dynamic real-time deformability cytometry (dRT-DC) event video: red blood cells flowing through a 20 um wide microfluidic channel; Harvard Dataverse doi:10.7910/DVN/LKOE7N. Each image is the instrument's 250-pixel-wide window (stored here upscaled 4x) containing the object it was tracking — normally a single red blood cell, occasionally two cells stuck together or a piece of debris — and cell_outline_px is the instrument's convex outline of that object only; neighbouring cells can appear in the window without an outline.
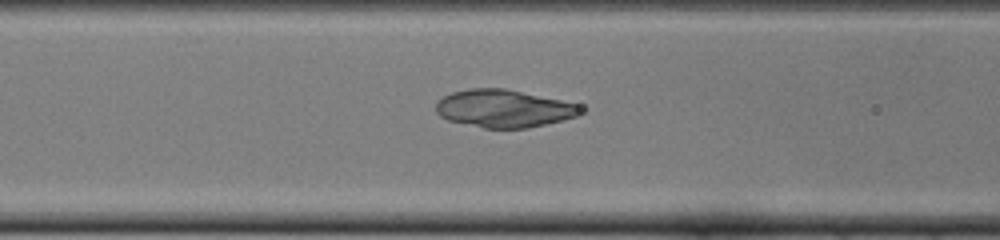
{"species": "common noctule bat (a hibernating species)", "species_latin": "Nyctalus noctula", "temperature_condition": "cold", "stored_images_in_passage": 38, "camera_frame_rate_fps": 3000, "um_per_image_px": 0.085, "animal": {"sex": "female", "body_mass_g": 22.0, "forearm_length_mm": 56.7}, "frame": {"image": 1, "passage_image": 7, "time_ms": 2.0, "image_size_px": [1000, 240], "cell_outline_px": [[584, 112], [576, 116], [564, 120], [528, 128], [484, 128], [448, 120], [440, 116], [436, 112], [436, 100], [452, 92], [468, 88], [504, 88], [560, 100], [576, 104], [584, 108]], "centroid_in_image_um": [42.81, 9.22], "position_along_channel_um": 123.8, "area_um2": 31.79}}
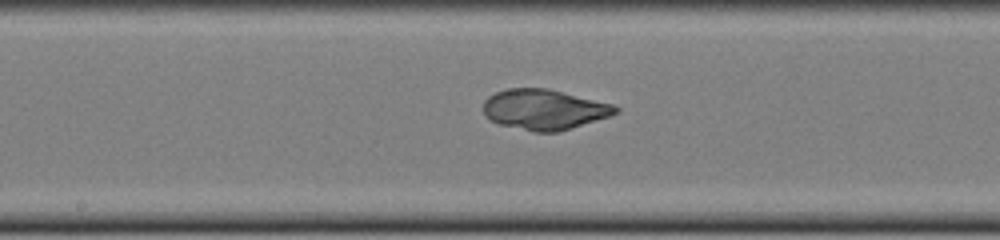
{"frame": {"image": 2, "passage_image": 13, "time_ms": 4.0, "image_size_px": [1000, 240], "cell_outline_px": [[620, 112], [612, 116], [572, 128], [556, 132], [532, 132], [500, 124], [484, 116], [484, 100], [488, 96], [504, 88], [548, 88], [612, 104], [620, 108]], "centroid_in_image_um": [46.27, 9.31], "position_along_channel_um": 201.9, "area_um2": 31.27}}
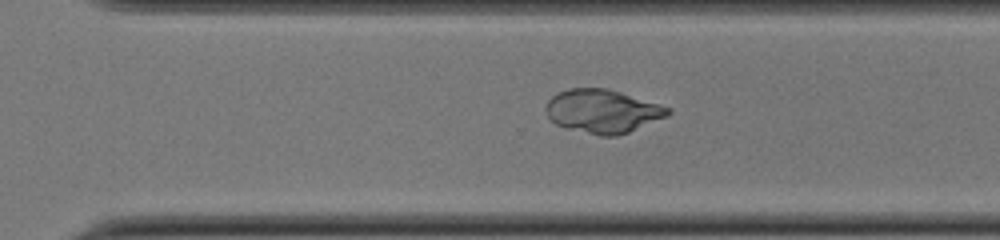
{"frame": {"image": 3, "passage_image": 22, "time_ms": 7.0, "image_size_px": [1000, 240], "cell_outline_px": [[672, 112], [668, 116], [628, 132], [616, 136], [600, 136], [564, 128], [556, 124], [548, 116], [544, 108], [548, 100], [552, 96], [568, 88], [608, 88], [672, 108]], "centroid_in_image_um": [51.22, 9.45], "position_along_channel_um": 319.4, "area_um2": 31.04}}